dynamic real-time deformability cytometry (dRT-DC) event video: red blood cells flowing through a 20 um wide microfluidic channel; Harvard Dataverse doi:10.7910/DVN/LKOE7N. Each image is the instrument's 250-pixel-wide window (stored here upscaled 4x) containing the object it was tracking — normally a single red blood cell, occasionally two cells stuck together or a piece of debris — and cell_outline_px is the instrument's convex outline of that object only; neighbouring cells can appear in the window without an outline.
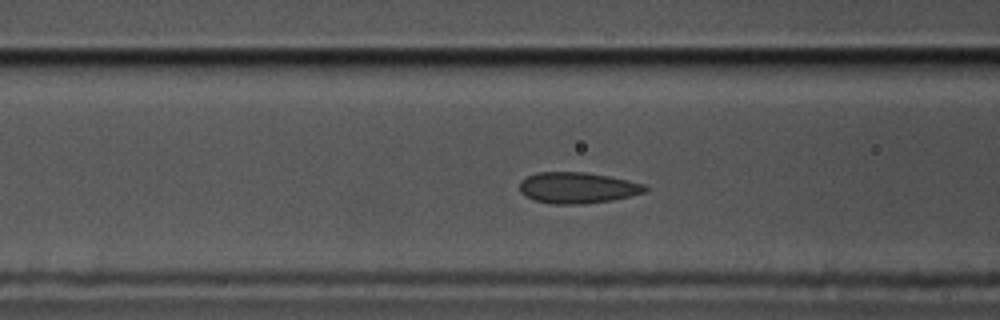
{"species": "common noctule bat (a hibernating species)", "species_latin": "Nyctalus noctula", "temperature_condition": "cold", "stored_images_in_passage": 43, "camera_frame_rate_fps": 3000, "um_per_image_px": 0.085, "animal": {"sex": "male", "body_mass_g": 17.5, "forearm_length_mm": 52.3}, "frame": {"image": 1, "passage_image": 19, "time_ms": 6.0, "image_size_px": [1000, 320], "cell_outline_px": [[648, 188], [644, 192], [612, 200], [584, 204], [552, 204], [536, 200], [520, 192], [520, 180], [536, 172], [584, 172], [608, 176], [628, 180], [644, 184]], "centroid_in_image_um": [49.07, 15.96], "position_along_channel_um": 117.5, "area_um2": 22.54}}